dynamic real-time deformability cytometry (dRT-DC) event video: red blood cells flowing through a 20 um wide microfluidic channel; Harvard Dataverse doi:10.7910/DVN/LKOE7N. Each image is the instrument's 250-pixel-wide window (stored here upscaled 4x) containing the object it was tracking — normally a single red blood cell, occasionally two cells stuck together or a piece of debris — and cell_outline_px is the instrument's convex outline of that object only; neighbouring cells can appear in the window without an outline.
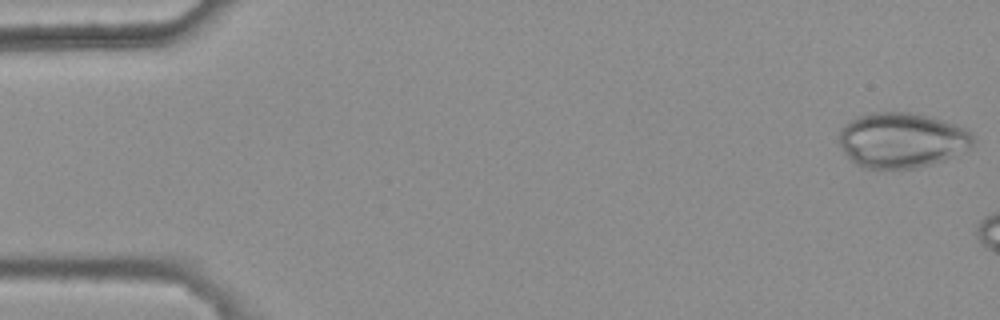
{"species": "common noctule bat (a hibernating species)", "species_latin": "Nyctalus noctula", "temperature_condition": "warm", "stored_images_in_passage": 7, "camera_frame_rate_fps": 3000, "um_per_image_px": 0.085, "animal": {"sex": "female", "body_mass_g": 25.1}, "frame": {"image": 1, "passage_image": 1, "time_ms": 0.0, "image_size_px": [1000, 320], "cell_outline_px": [[976, 140], [972, 148], [956, 156], [932, 164], [916, 168], [864, 168], [856, 164], [840, 148], [836, 140], [840, 128], [844, 124], [856, 116], [868, 112], [912, 112], [928, 116], [956, 124], [968, 128], [972, 132]], "centroid_in_image_um": [76.67, 11.9], "position_along_channel_um": 8.3, "area_um2": 44.1}}